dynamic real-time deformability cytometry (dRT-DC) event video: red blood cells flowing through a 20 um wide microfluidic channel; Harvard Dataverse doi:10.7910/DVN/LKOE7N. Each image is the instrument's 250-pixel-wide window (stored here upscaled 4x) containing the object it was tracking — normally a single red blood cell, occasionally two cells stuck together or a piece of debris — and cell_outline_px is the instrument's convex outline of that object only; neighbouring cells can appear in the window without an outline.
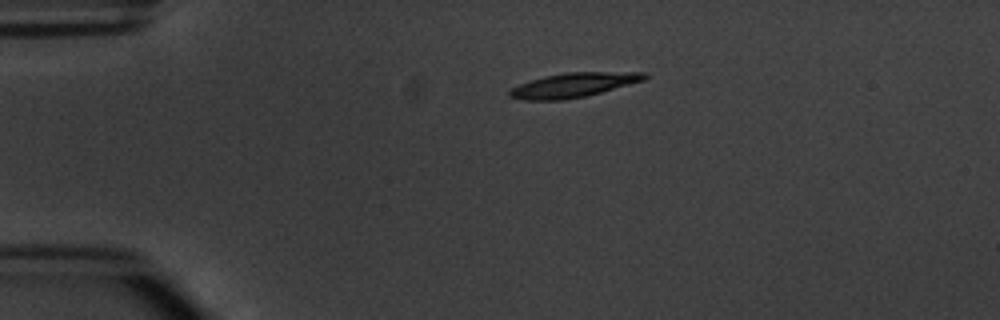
{"species": "common noctule bat (a hibernating species)", "species_latin": "Nyctalus noctula", "temperature_condition": "warm", "stored_images_in_passage": 2, "camera_frame_rate_fps": 3000, "um_per_image_px": 0.085, "animal": {"sex": "male", "body_mass_g": 20.1, "forearm_length_mm": 53.5}, "frame": {"image": 1, "passage_image": 1, "time_ms": 0.0, "image_size_px": [1000, 320], "cell_outline_px": [[648, 76], [644, 80], [600, 92], [584, 96], [564, 100], [524, 100], [508, 96], [508, 92], [516, 84], [544, 76], [568, 72], [648, 72]], "centroid_in_image_um": [48.7, 7.22], "position_along_channel_um": 36.3, "area_um2": 19.13}}